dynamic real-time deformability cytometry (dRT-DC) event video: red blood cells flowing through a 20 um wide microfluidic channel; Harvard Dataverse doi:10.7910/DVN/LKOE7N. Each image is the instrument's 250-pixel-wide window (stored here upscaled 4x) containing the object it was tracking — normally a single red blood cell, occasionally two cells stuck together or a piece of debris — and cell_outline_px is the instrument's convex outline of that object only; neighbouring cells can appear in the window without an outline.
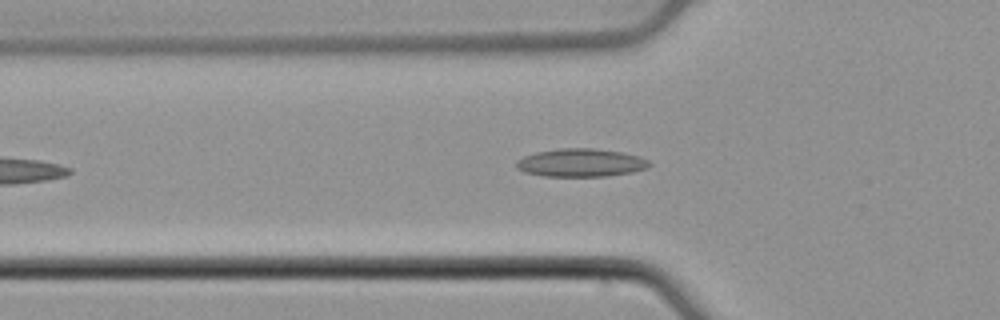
{"species": "common noctule bat (a hibernating species)", "species_latin": "Nyctalus noctula", "temperature_condition": "cold", "stored_images_in_passage": 41, "camera_frame_rate_fps": 3000, "um_per_image_px": 0.085, "animal": {"sex": "male", "body_mass_g": 21.5, "forearm_length_mm": 52.0}, "frame": {"image": 1, "passage_image": 10, "time_ms": 3.0, "image_size_px": [1000, 320], "cell_outline_px": [[652, 164], [648, 168], [632, 172], [608, 176], [544, 176], [524, 172], [516, 168], [516, 160], [524, 156], [536, 152], [560, 148], [592, 148], [624, 152], [640, 156], [648, 160]], "centroid_in_image_um": [49.39, 13.83], "position_along_channel_um": 76.4, "area_um2": 21.96}}
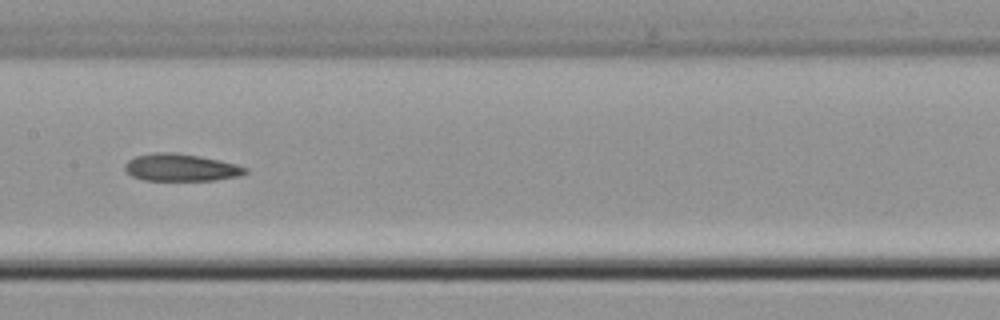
{"frame": {"image": 2, "passage_image": 19, "time_ms": 6.0, "image_size_px": [1000, 320], "cell_outline_px": [[248, 172], [240, 176], [216, 180], [144, 180], [132, 176], [124, 168], [124, 164], [128, 160], [136, 156], [156, 152], [176, 152], [200, 156], [220, 160], [236, 164], [248, 168]], "centroid_in_image_um": [15.4, 14.23], "position_along_channel_um": 192.0, "area_um2": 19.25}}
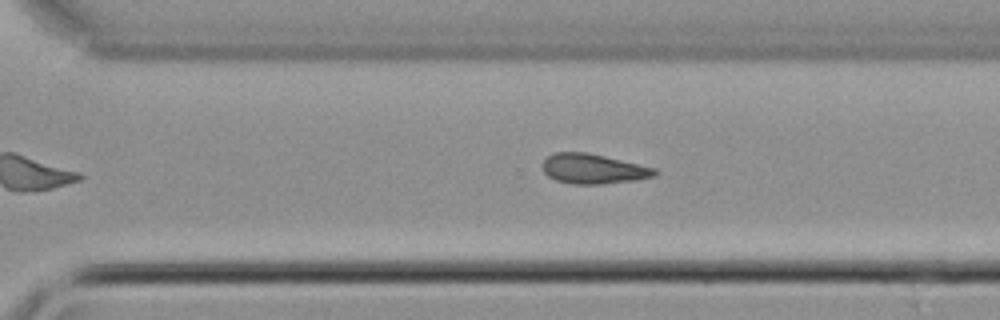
{"frame": {"image": 3, "passage_image": 29, "time_ms": 9.333, "image_size_px": [1000, 320], "cell_outline_px": [[660, 172], [656, 176], [636, 180], [600, 184], [572, 184], [556, 180], [548, 176], [544, 172], [540, 164], [552, 152], [588, 152], [656, 168]], "centroid_in_image_um": [50.42, 14.35], "position_along_channel_um": 320.2, "area_um2": 19.77}, "authors_computed_cell_mechanics": {"area_um2": 19.7676, "velocity_mm_per_s": 3.8473, "shape_relaxation_time_tau1_ms": null, "shape_relaxation_time_tau2_ms": 2.5772, "deformation_change_tau1": null, "deformation_change_tau2": 0.0931}}